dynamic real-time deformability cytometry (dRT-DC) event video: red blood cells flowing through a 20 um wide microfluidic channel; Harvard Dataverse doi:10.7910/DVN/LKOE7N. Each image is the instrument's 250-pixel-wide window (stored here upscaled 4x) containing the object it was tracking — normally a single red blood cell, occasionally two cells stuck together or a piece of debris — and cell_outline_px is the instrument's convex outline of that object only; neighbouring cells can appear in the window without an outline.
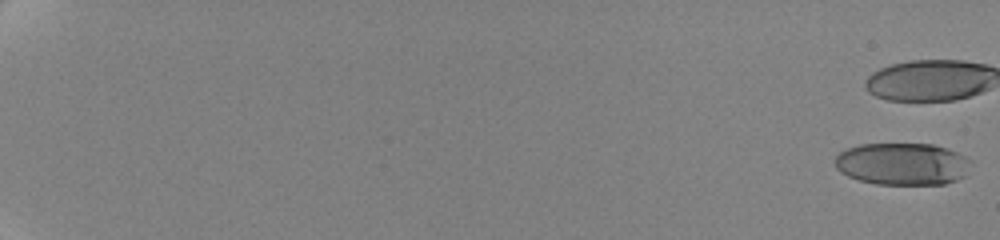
{"species": "human", "species_latin": "Homo sapiens", "temperature_condition": "cold", "stored_images_in_passage": 12, "camera_frame_rate_fps": 3000, "um_per_image_px": 0.085, "donor": {"sex": "female"}, "frame": {"image": 1, "passage_image": 1, "time_ms": 0.0, "image_size_px": [1000, 240], "cell_outline_px": [[972, 160], [964, 176], [956, 180], [944, 184], [876, 184], [860, 180], [848, 176], [840, 172], [836, 168], [836, 156], [840, 152], [848, 148], [860, 144], [932, 144], [948, 148]], "centroid_in_image_um": [76.71, 13.93], "position_along_channel_um": 8.3, "area_um2": 33.35}}